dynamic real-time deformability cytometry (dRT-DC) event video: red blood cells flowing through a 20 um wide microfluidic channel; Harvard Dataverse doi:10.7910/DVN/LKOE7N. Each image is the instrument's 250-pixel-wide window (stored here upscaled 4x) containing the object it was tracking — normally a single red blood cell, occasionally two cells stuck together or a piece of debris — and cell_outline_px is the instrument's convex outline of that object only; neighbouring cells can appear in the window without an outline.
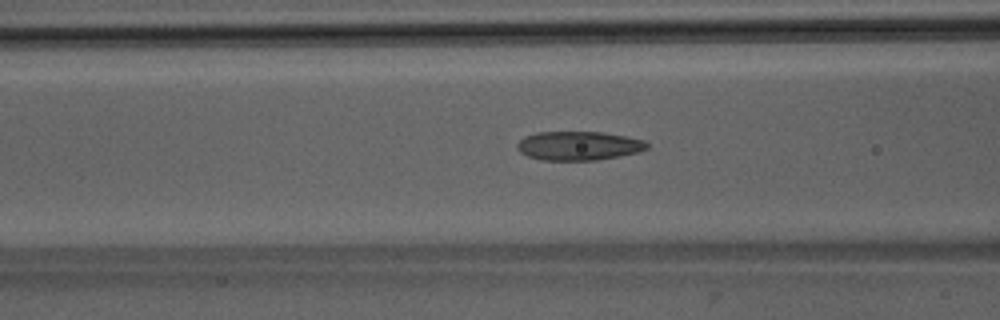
{"species": "Egyptian fruit bat (a non-hibernating species)", "species_latin": "Rousettus aegyptiacus", "temperature_condition": "room temperature", "stored_images_in_passage": 40, "camera_frame_rate_fps": 3000, "um_per_image_px": 0.085, "animal": {"sex": "male"}, "frame": {"image": 1, "passage_image": 10, "time_ms": 3.0, "image_size_px": [1000, 320], "cell_outline_px": [[648, 148], [636, 152], [620, 156], [596, 160], [540, 160], [528, 156], [520, 152], [516, 148], [516, 144], [524, 136], [536, 132], [604, 132], [644, 140], [648, 144]], "centroid_in_image_um": [49.14, 12.39], "position_along_channel_um": 117.5, "area_um2": 21.91}}
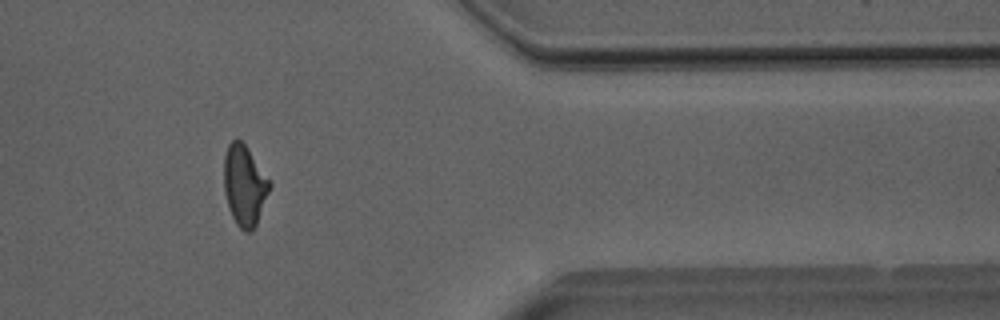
{"frame": {"image": 2, "passage_image": 32, "time_ms": 10.333, "image_size_px": [1000, 320], "cell_outline_px": [[272, 184], [256, 224], [252, 232], [244, 232], [236, 224], [232, 216], [224, 192], [224, 156], [228, 144], [236, 136], [248, 148]], "centroid_in_image_um": [20.77, 15.74], "position_along_channel_um": 390.6, "area_um2": 21.39}}
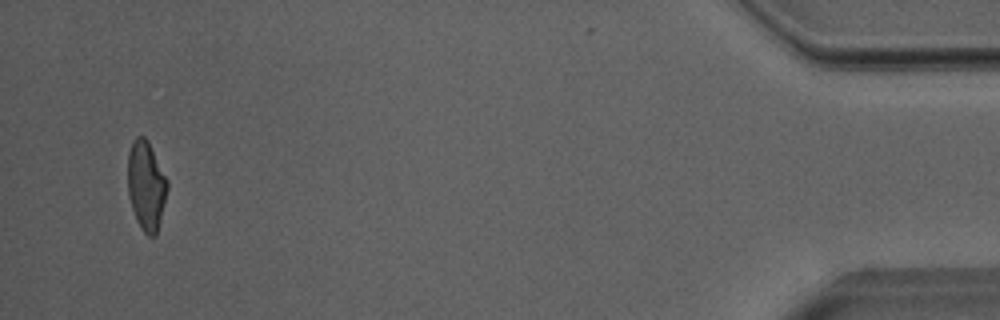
{"frame": {"image": 3, "passage_image": 39, "time_ms": 12.667, "image_size_px": [1000, 320], "cell_outline_px": [[168, 188], [156, 236], [148, 236], [140, 228], [136, 220], [128, 196], [128, 152], [132, 140], [136, 136], [144, 136], [148, 140], [168, 180]], "centroid_in_image_um": [12.42, 15.76], "position_along_channel_um": 422.8, "area_um2": 20.75}, "authors_computed_cell_mechanics": {"area_um2": 21.386, "velocity_mm_per_s": 3.998, "shape_relaxation_time_tau1_ms": 8.0265, "shape_relaxation_time_tau2_ms": 1.4846, "deformation_change_tau1": 0.2151, "deformation_change_tau2": 0.0895}}